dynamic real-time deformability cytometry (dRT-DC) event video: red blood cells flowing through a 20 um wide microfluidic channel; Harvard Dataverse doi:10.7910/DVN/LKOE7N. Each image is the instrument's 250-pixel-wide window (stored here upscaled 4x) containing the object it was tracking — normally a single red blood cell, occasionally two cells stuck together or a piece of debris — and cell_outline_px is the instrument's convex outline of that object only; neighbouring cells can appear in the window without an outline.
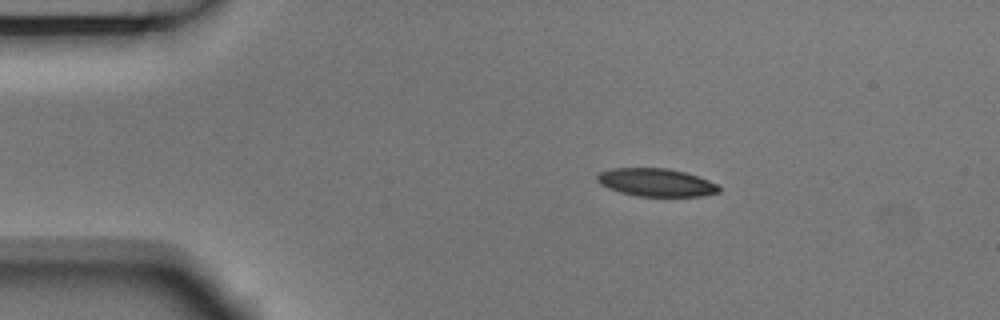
{"species": "Egyptian fruit bat (a non-hibernating species)", "species_latin": "Rousettus aegyptiacus", "temperature_condition": "room temperature", "stored_images_in_passage": 5, "camera_frame_rate_fps": 3000, "um_per_image_px": 0.085, "animal": {"sex": "male"}, "frame": {"image": 1, "passage_image": 2, "time_ms": 0.333, "image_size_px": [1000, 320], "cell_outline_px": [[720, 192], [700, 196], [640, 196], [620, 192], [608, 188], [600, 184], [596, 180], [596, 176], [600, 172], [612, 168], [668, 168], [684, 172], [720, 184]], "centroid_in_image_um": [55.77, 15.5], "position_along_channel_um": 29.2, "area_um2": 19.83}}
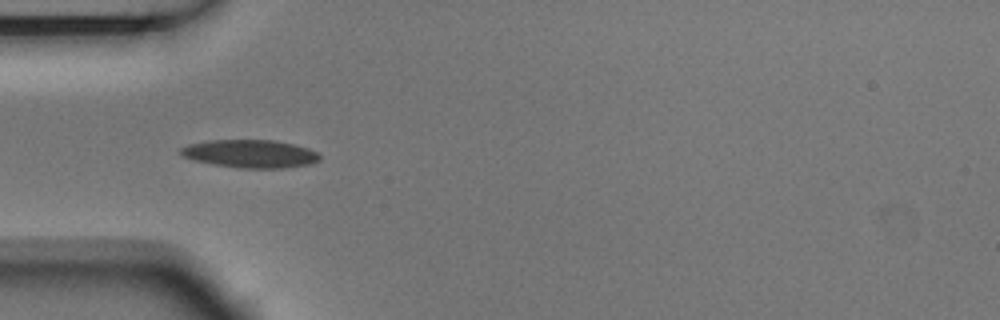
{"frame": {"image": 2, "passage_image": 4, "time_ms": 1.0, "image_size_px": [1000, 320], "cell_outline_px": [[320, 160], [312, 164], [284, 168], [244, 168], [212, 164], [196, 160], [184, 156], [180, 152], [180, 148], [188, 144], [208, 140], [272, 140], [292, 144], [308, 148], [316, 152], [320, 156]], "centroid_in_image_um": [21.29, 13.07], "position_along_channel_um": 63.7, "area_um2": 22.54}}
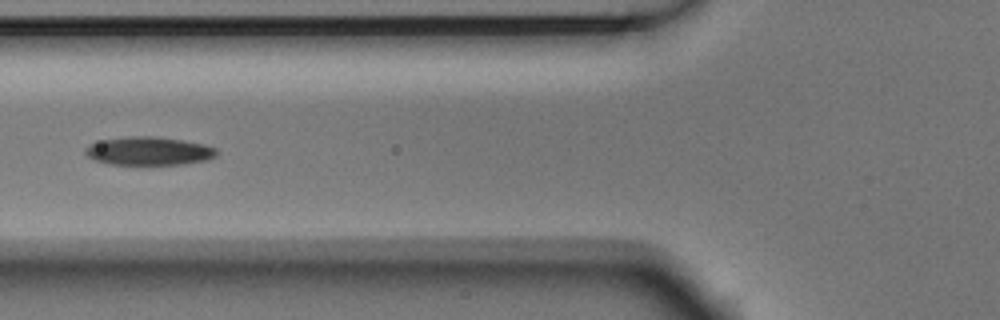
{"frame": {"image": 3, "passage_image": 5, "time_ms": 1.333, "image_size_px": [1000, 320], "cell_outline_px": [[216, 156], [208, 160], [184, 164], [108, 164], [96, 160], [88, 156], [84, 152], [84, 148], [88, 144], [104, 140], [128, 136], [160, 136], [204, 144], [216, 148]], "centroid_in_image_um": [12.66, 12.83], "position_along_channel_um": 113.1, "area_um2": 21.73}}